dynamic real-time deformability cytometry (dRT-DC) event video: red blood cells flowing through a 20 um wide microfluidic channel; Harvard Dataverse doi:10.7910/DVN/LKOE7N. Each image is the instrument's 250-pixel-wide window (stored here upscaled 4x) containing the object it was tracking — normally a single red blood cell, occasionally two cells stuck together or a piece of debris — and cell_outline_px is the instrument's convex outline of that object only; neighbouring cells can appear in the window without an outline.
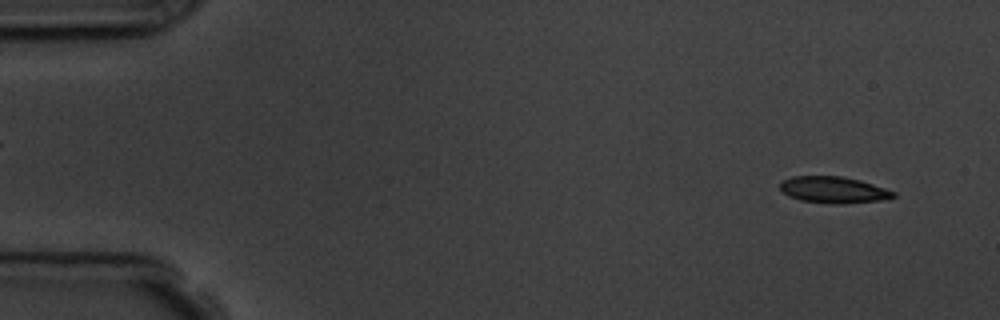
{"species": "common noctule bat (a hibernating species)", "species_latin": "Nyctalus noctula", "temperature_condition": "room temperature", "stored_images_in_passage": 5, "camera_frame_rate_fps": 3000, "um_per_image_px": 0.085, "animal": {"sex": "male", "body_mass_g": 19.5, "forearm_length_mm": 54.6}, "frame": {"image": 1, "passage_image": 1, "time_ms": 0.0, "image_size_px": [1000, 320], "cell_outline_px": [[896, 196], [888, 200], [844, 204], [832, 204], [800, 200], [788, 196], [780, 188], [780, 180], [792, 176], [840, 176], [860, 180], [896, 192]], "centroid_in_image_um": [70.87, 16.15], "position_along_channel_um": 14.1, "area_um2": 17.74}}